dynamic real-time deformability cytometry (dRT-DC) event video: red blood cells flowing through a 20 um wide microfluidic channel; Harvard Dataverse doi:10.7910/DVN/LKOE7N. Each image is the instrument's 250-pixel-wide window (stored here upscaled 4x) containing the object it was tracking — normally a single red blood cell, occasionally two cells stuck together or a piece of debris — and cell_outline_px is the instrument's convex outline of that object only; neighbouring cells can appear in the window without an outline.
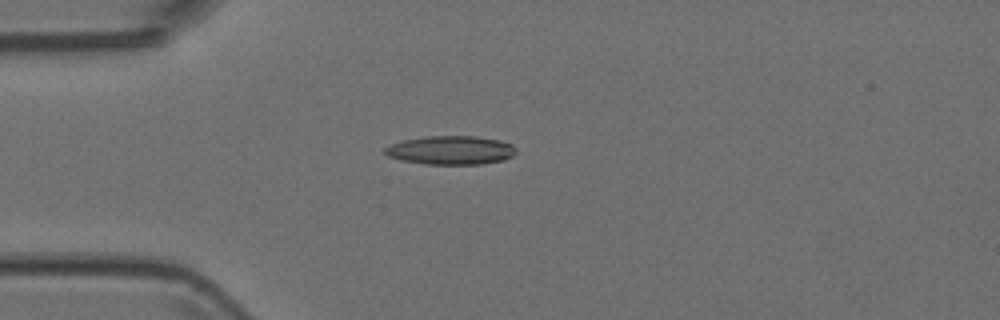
{"species": "Egyptian fruit bat (a non-hibernating species)", "species_latin": "Rousettus aegyptiacus", "temperature_condition": "room temperature", "stored_images_in_passage": 4, "camera_frame_rate_fps": 3000, "um_per_image_px": 0.085, "animal": {"sex": "female"}, "frame": {"image": 1, "passage_image": 4, "time_ms": 1.0, "image_size_px": [1000, 320], "cell_outline_px": [[516, 152], [512, 156], [504, 160], [480, 164], [424, 164], [400, 160], [388, 156], [384, 152], [384, 148], [392, 144], [404, 140], [424, 136], [476, 136], [500, 140], [512, 144], [516, 148]], "centroid_in_image_um": [38.33, 12.76], "position_along_channel_um": 46.7, "area_um2": 22.02}}